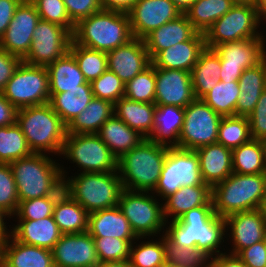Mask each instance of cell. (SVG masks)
Returning <instances> with one entry per match:
<instances>
[{"label": "cell", "instance_id": "6da1fadb", "mask_svg": "<svg viewBox=\"0 0 266 267\" xmlns=\"http://www.w3.org/2000/svg\"><path fill=\"white\" fill-rule=\"evenodd\" d=\"M164 235L179 247H198L212 257L226 252L225 219L215 214L213 206L193 208L179 219L166 222Z\"/></svg>", "mask_w": 266, "mask_h": 267}, {"label": "cell", "instance_id": "7a4b0ae2", "mask_svg": "<svg viewBox=\"0 0 266 267\" xmlns=\"http://www.w3.org/2000/svg\"><path fill=\"white\" fill-rule=\"evenodd\" d=\"M53 158L48 154L32 153L9 163L19 202L61 195L65 191L60 159Z\"/></svg>", "mask_w": 266, "mask_h": 267}, {"label": "cell", "instance_id": "3957f363", "mask_svg": "<svg viewBox=\"0 0 266 267\" xmlns=\"http://www.w3.org/2000/svg\"><path fill=\"white\" fill-rule=\"evenodd\" d=\"M60 161L65 191L88 213L118 206L123 190L118 171L71 172L72 175H70L68 172L72 170L71 165L67 168V165L62 164L63 160L60 159Z\"/></svg>", "mask_w": 266, "mask_h": 267}, {"label": "cell", "instance_id": "277c9868", "mask_svg": "<svg viewBox=\"0 0 266 267\" xmlns=\"http://www.w3.org/2000/svg\"><path fill=\"white\" fill-rule=\"evenodd\" d=\"M16 123L20 126L32 153L60 157L67 126L49 103L18 109Z\"/></svg>", "mask_w": 266, "mask_h": 267}, {"label": "cell", "instance_id": "5b68a950", "mask_svg": "<svg viewBox=\"0 0 266 267\" xmlns=\"http://www.w3.org/2000/svg\"><path fill=\"white\" fill-rule=\"evenodd\" d=\"M168 152V146L145 138L118 159V173L123 189L153 192Z\"/></svg>", "mask_w": 266, "mask_h": 267}, {"label": "cell", "instance_id": "8992f818", "mask_svg": "<svg viewBox=\"0 0 266 267\" xmlns=\"http://www.w3.org/2000/svg\"><path fill=\"white\" fill-rule=\"evenodd\" d=\"M133 38L128 13L103 9L75 24L72 34L75 44L106 53Z\"/></svg>", "mask_w": 266, "mask_h": 267}, {"label": "cell", "instance_id": "52a82bcc", "mask_svg": "<svg viewBox=\"0 0 266 267\" xmlns=\"http://www.w3.org/2000/svg\"><path fill=\"white\" fill-rule=\"evenodd\" d=\"M266 193V173H232L212 187V203L216 215L225 218L236 212L258 209Z\"/></svg>", "mask_w": 266, "mask_h": 267}, {"label": "cell", "instance_id": "ba28073f", "mask_svg": "<svg viewBox=\"0 0 266 267\" xmlns=\"http://www.w3.org/2000/svg\"><path fill=\"white\" fill-rule=\"evenodd\" d=\"M118 207L137 237L164 235L166 221L163 214V201L152 192L123 189Z\"/></svg>", "mask_w": 266, "mask_h": 267}, {"label": "cell", "instance_id": "9c48e42d", "mask_svg": "<svg viewBox=\"0 0 266 267\" xmlns=\"http://www.w3.org/2000/svg\"><path fill=\"white\" fill-rule=\"evenodd\" d=\"M61 158L79 168L75 173L118 171V159L97 134L67 133Z\"/></svg>", "mask_w": 266, "mask_h": 267}, {"label": "cell", "instance_id": "30bf717a", "mask_svg": "<svg viewBox=\"0 0 266 267\" xmlns=\"http://www.w3.org/2000/svg\"><path fill=\"white\" fill-rule=\"evenodd\" d=\"M264 29L266 25L259 19L254 4H235L206 30L205 45L213 49L227 42L259 38L266 33Z\"/></svg>", "mask_w": 266, "mask_h": 267}, {"label": "cell", "instance_id": "8fae6325", "mask_svg": "<svg viewBox=\"0 0 266 267\" xmlns=\"http://www.w3.org/2000/svg\"><path fill=\"white\" fill-rule=\"evenodd\" d=\"M2 94L17 109L49 103V76L46 66L30 65L21 61Z\"/></svg>", "mask_w": 266, "mask_h": 267}, {"label": "cell", "instance_id": "7c38bea8", "mask_svg": "<svg viewBox=\"0 0 266 267\" xmlns=\"http://www.w3.org/2000/svg\"><path fill=\"white\" fill-rule=\"evenodd\" d=\"M198 185L208 184L202 179L196 151L168 147L158 184L152 193L163 201L182 186Z\"/></svg>", "mask_w": 266, "mask_h": 267}, {"label": "cell", "instance_id": "4fadbf2b", "mask_svg": "<svg viewBox=\"0 0 266 267\" xmlns=\"http://www.w3.org/2000/svg\"><path fill=\"white\" fill-rule=\"evenodd\" d=\"M222 117L202 99L195 98L185 108L178 148L195 151L200 147L217 143Z\"/></svg>", "mask_w": 266, "mask_h": 267}, {"label": "cell", "instance_id": "5bb4252c", "mask_svg": "<svg viewBox=\"0 0 266 267\" xmlns=\"http://www.w3.org/2000/svg\"><path fill=\"white\" fill-rule=\"evenodd\" d=\"M220 57L219 81L238 82L243 71L266 58V34L259 38L223 43L213 48Z\"/></svg>", "mask_w": 266, "mask_h": 267}, {"label": "cell", "instance_id": "9a60e30c", "mask_svg": "<svg viewBox=\"0 0 266 267\" xmlns=\"http://www.w3.org/2000/svg\"><path fill=\"white\" fill-rule=\"evenodd\" d=\"M71 41L72 34L66 28L40 19L33 32L31 48L22 61L47 66L69 51Z\"/></svg>", "mask_w": 266, "mask_h": 267}, {"label": "cell", "instance_id": "2e32d148", "mask_svg": "<svg viewBox=\"0 0 266 267\" xmlns=\"http://www.w3.org/2000/svg\"><path fill=\"white\" fill-rule=\"evenodd\" d=\"M39 14L30 0H22L2 39L0 48L23 60L28 54Z\"/></svg>", "mask_w": 266, "mask_h": 267}, {"label": "cell", "instance_id": "e0dca14e", "mask_svg": "<svg viewBox=\"0 0 266 267\" xmlns=\"http://www.w3.org/2000/svg\"><path fill=\"white\" fill-rule=\"evenodd\" d=\"M224 219L228 241L225 248L229 254L237 255L242 249L266 239V222L258 209L236 212Z\"/></svg>", "mask_w": 266, "mask_h": 267}, {"label": "cell", "instance_id": "ac0fdd59", "mask_svg": "<svg viewBox=\"0 0 266 267\" xmlns=\"http://www.w3.org/2000/svg\"><path fill=\"white\" fill-rule=\"evenodd\" d=\"M54 267H97L94 238L88 233L62 234L51 250Z\"/></svg>", "mask_w": 266, "mask_h": 267}, {"label": "cell", "instance_id": "d6986e66", "mask_svg": "<svg viewBox=\"0 0 266 267\" xmlns=\"http://www.w3.org/2000/svg\"><path fill=\"white\" fill-rule=\"evenodd\" d=\"M181 14L171 0H138L128 12L132 35L144 39L153 30Z\"/></svg>", "mask_w": 266, "mask_h": 267}, {"label": "cell", "instance_id": "ffe728a7", "mask_svg": "<svg viewBox=\"0 0 266 267\" xmlns=\"http://www.w3.org/2000/svg\"><path fill=\"white\" fill-rule=\"evenodd\" d=\"M155 105L186 108L194 99L189 71L155 68Z\"/></svg>", "mask_w": 266, "mask_h": 267}, {"label": "cell", "instance_id": "44dd1931", "mask_svg": "<svg viewBox=\"0 0 266 267\" xmlns=\"http://www.w3.org/2000/svg\"><path fill=\"white\" fill-rule=\"evenodd\" d=\"M108 70L124 84L143 72L151 64L143 39L133 38L128 43L107 52Z\"/></svg>", "mask_w": 266, "mask_h": 267}, {"label": "cell", "instance_id": "7402d4cb", "mask_svg": "<svg viewBox=\"0 0 266 267\" xmlns=\"http://www.w3.org/2000/svg\"><path fill=\"white\" fill-rule=\"evenodd\" d=\"M0 267H54L52 252L9 235L0 241Z\"/></svg>", "mask_w": 266, "mask_h": 267}, {"label": "cell", "instance_id": "603a6c76", "mask_svg": "<svg viewBox=\"0 0 266 267\" xmlns=\"http://www.w3.org/2000/svg\"><path fill=\"white\" fill-rule=\"evenodd\" d=\"M13 221L15 222H11V236L28 245L52 250L62 236L53 216L38 220Z\"/></svg>", "mask_w": 266, "mask_h": 267}, {"label": "cell", "instance_id": "cb8c5ba5", "mask_svg": "<svg viewBox=\"0 0 266 267\" xmlns=\"http://www.w3.org/2000/svg\"><path fill=\"white\" fill-rule=\"evenodd\" d=\"M205 48L204 33L197 32L190 40L160 51L151 62L155 68L191 72Z\"/></svg>", "mask_w": 266, "mask_h": 267}, {"label": "cell", "instance_id": "d4e9b609", "mask_svg": "<svg viewBox=\"0 0 266 267\" xmlns=\"http://www.w3.org/2000/svg\"><path fill=\"white\" fill-rule=\"evenodd\" d=\"M197 32L187 15L182 13L176 19L153 30L143 40L152 60L160 51L190 40Z\"/></svg>", "mask_w": 266, "mask_h": 267}, {"label": "cell", "instance_id": "484cf974", "mask_svg": "<svg viewBox=\"0 0 266 267\" xmlns=\"http://www.w3.org/2000/svg\"><path fill=\"white\" fill-rule=\"evenodd\" d=\"M195 151L199 157L202 179L211 188L233 173L232 149L214 143L200 147Z\"/></svg>", "mask_w": 266, "mask_h": 267}, {"label": "cell", "instance_id": "4316f807", "mask_svg": "<svg viewBox=\"0 0 266 267\" xmlns=\"http://www.w3.org/2000/svg\"><path fill=\"white\" fill-rule=\"evenodd\" d=\"M211 197L209 185L182 186L163 200L164 219L166 222L175 221L193 208L213 206Z\"/></svg>", "mask_w": 266, "mask_h": 267}, {"label": "cell", "instance_id": "83f0119b", "mask_svg": "<svg viewBox=\"0 0 266 267\" xmlns=\"http://www.w3.org/2000/svg\"><path fill=\"white\" fill-rule=\"evenodd\" d=\"M87 232L92 237H115L126 241L138 238L118 206L89 213Z\"/></svg>", "mask_w": 266, "mask_h": 267}, {"label": "cell", "instance_id": "f1b7e54d", "mask_svg": "<svg viewBox=\"0 0 266 267\" xmlns=\"http://www.w3.org/2000/svg\"><path fill=\"white\" fill-rule=\"evenodd\" d=\"M240 95L236 103V116L248 117L266 89V58L257 66L245 69L238 81Z\"/></svg>", "mask_w": 266, "mask_h": 267}, {"label": "cell", "instance_id": "f546056e", "mask_svg": "<svg viewBox=\"0 0 266 267\" xmlns=\"http://www.w3.org/2000/svg\"><path fill=\"white\" fill-rule=\"evenodd\" d=\"M185 108L156 105L154 130L149 139L154 143L178 148V138L184 122Z\"/></svg>", "mask_w": 266, "mask_h": 267}, {"label": "cell", "instance_id": "4dcf8cb0", "mask_svg": "<svg viewBox=\"0 0 266 267\" xmlns=\"http://www.w3.org/2000/svg\"><path fill=\"white\" fill-rule=\"evenodd\" d=\"M97 135L119 159L135 148L145 138L113 114L101 126Z\"/></svg>", "mask_w": 266, "mask_h": 267}, {"label": "cell", "instance_id": "1f68e13d", "mask_svg": "<svg viewBox=\"0 0 266 267\" xmlns=\"http://www.w3.org/2000/svg\"><path fill=\"white\" fill-rule=\"evenodd\" d=\"M156 105L122 97L114 104V114L144 138H150Z\"/></svg>", "mask_w": 266, "mask_h": 267}, {"label": "cell", "instance_id": "d6a6232c", "mask_svg": "<svg viewBox=\"0 0 266 267\" xmlns=\"http://www.w3.org/2000/svg\"><path fill=\"white\" fill-rule=\"evenodd\" d=\"M53 217L62 234L88 231L89 213L66 191L57 198Z\"/></svg>", "mask_w": 266, "mask_h": 267}, {"label": "cell", "instance_id": "836d02e7", "mask_svg": "<svg viewBox=\"0 0 266 267\" xmlns=\"http://www.w3.org/2000/svg\"><path fill=\"white\" fill-rule=\"evenodd\" d=\"M50 94L68 92L86 83L74 56L68 51L63 57L46 66Z\"/></svg>", "mask_w": 266, "mask_h": 267}, {"label": "cell", "instance_id": "e575fe53", "mask_svg": "<svg viewBox=\"0 0 266 267\" xmlns=\"http://www.w3.org/2000/svg\"><path fill=\"white\" fill-rule=\"evenodd\" d=\"M94 98L91 84L86 82L80 88L68 92L50 94L49 104L54 112L68 126Z\"/></svg>", "mask_w": 266, "mask_h": 267}, {"label": "cell", "instance_id": "d590c367", "mask_svg": "<svg viewBox=\"0 0 266 267\" xmlns=\"http://www.w3.org/2000/svg\"><path fill=\"white\" fill-rule=\"evenodd\" d=\"M194 96L201 99L219 82L221 74L220 57L214 49L205 48L191 70Z\"/></svg>", "mask_w": 266, "mask_h": 267}, {"label": "cell", "instance_id": "8d00e7d4", "mask_svg": "<svg viewBox=\"0 0 266 267\" xmlns=\"http://www.w3.org/2000/svg\"><path fill=\"white\" fill-rule=\"evenodd\" d=\"M114 114V104L94 97L88 106L67 126L69 134H97Z\"/></svg>", "mask_w": 266, "mask_h": 267}, {"label": "cell", "instance_id": "74e56055", "mask_svg": "<svg viewBox=\"0 0 266 267\" xmlns=\"http://www.w3.org/2000/svg\"><path fill=\"white\" fill-rule=\"evenodd\" d=\"M232 169L237 174L266 173L263 142L251 139L232 149Z\"/></svg>", "mask_w": 266, "mask_h": 267}, {"label": "cell", "instance_id": "f35d334b", "mask_svg": "<svg viewBox=\"0 0 266 267\" xmlns=\"http://www.w3.org/2000/svg\"><path fill=\"white\" fill-rule=\"evenodd\" d=\"M129 261L132 267H161L165 263L164 235L138 237L131 244Z\"/></svg>", "mask_w": 266, "mask_h": 267}, {"label": "cell", "instance_id": "ab89813d", "mask_svg": "<svg viewBox=\"0 0 266 267\" xmlns=\"http://www.w3.org/2000/svg\"><path fill=\"white\" fill-rule=\"evenodd\" d=\"M234 5L235 3L231 0H196L185 14L198 32L205 33Z\"/></svg>", "mask_w": 266, "mask_h": 267}, {"label": "cell", "instance_id": "60d3db41", "mask_svg": "<svg viewBox=\"0 0 266 267\" xmlns=\"http://www.w3.org/2000/svg\"><path fill=\"white\" fill-rule=\"evenodd\" d=\"M32 154L20 126L0 127V163H11Z\"/></svg>", "mask_w": 266, "mask_h": 267}, {"label": "cell", "instance_id": "b9f144b4", "mask_svg": "<svg viewBox=\"0 0 266 267\" xmlns=\"http://www.w3.org/2000/svg\"><path fill=\"white\" fill-rule=\"evenodd\" d=\"M69 52L74 56L87 82L91 83L108 69L107 53L70 43Z\"/></svg>", "mask_w": 266, "mask_h": 267}, {"label": "cell", "instance_id": "7bdbcfd3", "mask_svg": "<svg viewBox=\"0 0 266 267\" xmlns=\"http://www.w3.org/2000/svg\"><path fill=\"white\" fill-rule=\"evenodd\" d=\"M240 89L238 82L219 81L216 86L201 99L221 116H235L236 103Z\"/></svg>", "mask_w": 266, "mask_h": 267}, {"label": "cell", "instance_id": "ee69618b", "mask_svg": "<svg viewBox=\"0 0 266 267\" xmlns=\"http://www.w3.org/2000/svg\"><path fill=\"white\" fill-rule=\"evenodd\" d=\"M252 139L250 123L245 116H223L219 124L217 143L234 149Z\"/></svg>", "mask_w": 266, "mask_h": 267}, {"label": "cell", "instance_id": "f6af8a7d", "mask_svg": "<svg viewBox=\"0 0 266 267\" xmlns=\"http://www.w3.org/2000/svg\"><path fill=\"white\" fill-rule=\"evenodd\" d=\"M165 262L182 267H211L212 256L198 247H179L164 235Z\"/></svg>", "mask_w": 266, "mask_h": 267}, {"label": "cell", "instance_id": "bcb514c9", "mask_svg": "<svg viewBox=\"0 0 266 267\" xmlns=\"http://www.w3.org/2000/svg\"><path fill=\"white\" fill-rule=\"evenodd\" d=\"M155 67L151 64L125 84L124 97L142 103L155 104Z\"/></svg>", "mask_w": 266, "mask_h": 267}, {"label": "cell", "instance_id": "7dc6e473", "mask_svg": "<svg viewBox=\"0 0 266 267\" xmlns=\"http://www.w3.org/2000/svg\"><path fill=\"white\" fill-rule=\"evenodd\" d=\"M99 262L125 261L130 258V247L134 241L115 237H93Z\"/></svg>", "mask_w": 266, "mask_h": 267}, {"label": "cell", "instance_id": "c3c4849f", "mask_svg": "<svg viewBox=\"0 0 266 267\" xmlns=\"http://www.w3.org/2000/svg\"><path fill=\"white\" fill-rule=\"evenodd\" d=\"M90 84L96 98L115 104L124 97L125 84L115 73L108 69Z\"/></svg>", "mask_w": 266, "mask_h": 267}, {"label": "cell", "instance_id": "681fc988", "mask_svg": "<svg viewBox=\"0 0 266 267\" xmlns=\"http://www.w3.org/2000/svg\"><path fill=\"white\" fill-rule=\"evenodd\" d=\"M60 195H50L31 200L20 201L15 215L17 220H38L53 216V208Z\"/></svg>", "mask_w": 266, "mask_h": 267}, {"label": "cell", "instance_id": "f907efd6", "mask_svg": "<svg viewBox=\"0 0 266 267\" xmlns=\"http://www.w3.org/2000/svg\"><path fill=\"white\" fill-rule=\"evenodd\" d=\"M41 20L66 28L73 34L75 24L71 21L63 0H30Z\"/></svg>", "mask_w": 266, "mask_h": 267}, {"label": "cell", "instance_id": "816d5d0a", "mask_svg": "<svg viewBox=\"0 0 266 267\" xmlns=\"http://www.w3.org/2000/svg\"><path fill=\"white\" fill-rule=\"evenodd\" d=\"M19 205L17 187L9 163H0V208L11 218Z\"/></svg>", "mask_w": 266, "mask_h": 267}, {"label": "cell", "instance_id": "f5cc1de1", "mask_svg": "<svg viewBox=\"0 0 266 267\" xmlns=\"http://www.w3.org/2000/svg\"><path fill=\"white\" fill-rule=\"evenodd\" d=\"M248 119L252 139L266 140V89L262 92Z\"/></svg>", "mask_w": 266, "mask_h": 267}, {"label": "cell", "instance_id": "db71d44e", "mask_svg": "<svg viewBox=\"0 0 266 267\" xmlns=\"http://www.w3.org/2000/svg\"><path fill=\"white\" fill-rule=\"evenodd\" d=\"M67 13L74 24L100 11V0H63Z\"/></svg>", "mask_w": 266, "mask_h": 267}, {"label": "cell", "instance_id": "11a10c76", "mask_svg": "<svg viewBox=\"0 0 266 267\" xmlns=\"http://www.w3.org/2000/svg\"><path fill=\"white\" fill-rule=\"evenodd\" d=\"M237 255L247 267H266V239L242 249Z\"/></svg>", "mask_w": 266, "mask_h": 267}, {"label": "cell", "instance_id": "9f6ffc18", "mask_svg": "<svg viewBox=\"0 0 266 267\" xmlns=\"http://www.w3.org/2000/svg\"><path fill=\"white\" fill-rule=\"evenodd\" d=\"M21 61L19 57L11 55L0 48V93L3 92L7 82L11 79Z\"/></svg>", "mask_w": 266, "mask_h": 267}, {"label": "cell", "instance_id": "6f0895ef", "mask_svg": "<svg viewBox=\"0 0 266 267\" xmlns=\"http://www.w3.org/2000/svg\"><path fill=\"white\" fill-rule=\"evenodd\" d=\"M22 0H0V40L11 22L17 6Z\"/></svg>", "mask_w": 266, "mask_h": 267}, {"label": "cell", "instance_id": "680465c9", "mask_svg": "<svg viewBox=\"0 0 266 267\" xmlns=\"http://www.w3.org/2000/svg\"><path fill=\"white\" fill-rule=\"evenodd\" d=\"M18 109L0 93V127L16 123Z\"/></svg>", "mask_w": 266, "mask_h": 267}, {"label": "cell", "instance_id": "91938a15", "mask_svg": "<svg viewBox=\"0 0 266 267\" xmlns=\"http://www.w3.org/2000/svg\"><path fill=\"white\" fill-rule=\"evenodd\" d=\"M211 267H247L238 255L227 252L212 258Z\"/></svg>", "mask_w": 266, "mask_h": 267}, {"label": "cell", "instance_id": "94428289", "mask_svg": "<svg viewBox=\"0 0 266 267\" xmlns=\"http://www.w3.org/2000/svg\"><path fill=\"white\" fill-rule=\"evenodd\" d=\"M138 0H100L103 10L118 11L128 13Z\"/></svg>", "mask_w": 266, "mask_h": 267}, {"label": "cell", "instance_id": "6125c7cd", "mask_svg": "<svg viewBox=\"0 0 266 267\" xmlns=\"http://www.w3.org/2000/svg\"><path fill=\"white\" fill-rule=\"evenodd\" d=\"M9 220H11V217L0 208V241L11 235V223L9 222L12 221Z\"/></svg>", "mask_w": 266, "mask_h": 267}, {"label": "cell", "instance_id": "be15d7a7", "mask_svg": "<svg viewBox=\"0 0 266 267\" xmlns=\"http://www.w3.org/2000/svg\"><path fill=\"white\" fill-rule=\"evenodd\" d=\"M254 7L261 22L266 24V0H255Z\"/></svg>", "mask_w": 266, "mask_h": 267}, {"label": "cell", "instance_id": "e7e4bbea", "mask_svg": "<svg viewBox=\"0 0 266 267\" xmlns=\"http://www.w3.org/2000/svg\"><path fill=\"white\" fill-rule=\"evenodd\" d=\"M196 0H171V2L182 12L185 13Z\"/></svg>", "mask_w": 266, "mask_h": 267}, {"label": "cell", "instance_id": "03108f58", "mask_svg": "<svg viewBox=\"0 0 266 267\" xmlns=\"http://www.w3.org/2000/svg\"><path fill=\"white\" fill-rule=\"evenodd\" d=\"M97 267H132L129 260L102 262Z\"/></svg>", "mask_w": 266, "mask_h": 267}, {"label": "cell", "instance_id": "003e7915", "mask_svg": "<svg viewBox=\"0 0 266 267\" xmlns=\"http://www.w3.org/2000/svg\"><path fill=\"white\" fill-rule=\"evenodd\" d=\"M258 210L260 212V214L262 215V217L265 219L266 222V193L263 196V198L261 199L260 205L258 207Z\"/></svg>", "mask_w": 266, "mask_h": 267}, {"label": "cell", "instance_id": "a7ac6f4b", "mask_svg": "<svg viewBox=\"0 0 266 267\" xmlns=\"http://www.w3.org/2000/svg\"><path fill=\"white\" fill-rule=\"evenodd\" d=\"M233 1L235 4H247V5H251L255 3V0H231Z\"/></svg>", "mask_w": 266, "mask_h": 267}, {"label": "cell", "instance_id": "89a4df30", "mask_svg": "<svg viewBox=\"0 0 266 267\" xmlns=\"http://www.w3.org/2000/svg\"><path fill=\"white\" fill-rule=\"evenodd\" d=\"M161 267H182V266L165 262Z\"/></svg>", "mask_w": 266, "mask_h": 267}, {"label": "cell", "instance_id": "2644e50d", "mask_svg": "<svg viewBox=\"0 0 266 267\" xmlns=\"http://www.w3.org/2000/svg\"><path fill=\"white\" fill-rule=\"evenodd\" d=\"M264 145V150H265V167H266V140L262 141Z\"/></svg>", "mask_w": 266, "mask_h": 267}]
</instances>
